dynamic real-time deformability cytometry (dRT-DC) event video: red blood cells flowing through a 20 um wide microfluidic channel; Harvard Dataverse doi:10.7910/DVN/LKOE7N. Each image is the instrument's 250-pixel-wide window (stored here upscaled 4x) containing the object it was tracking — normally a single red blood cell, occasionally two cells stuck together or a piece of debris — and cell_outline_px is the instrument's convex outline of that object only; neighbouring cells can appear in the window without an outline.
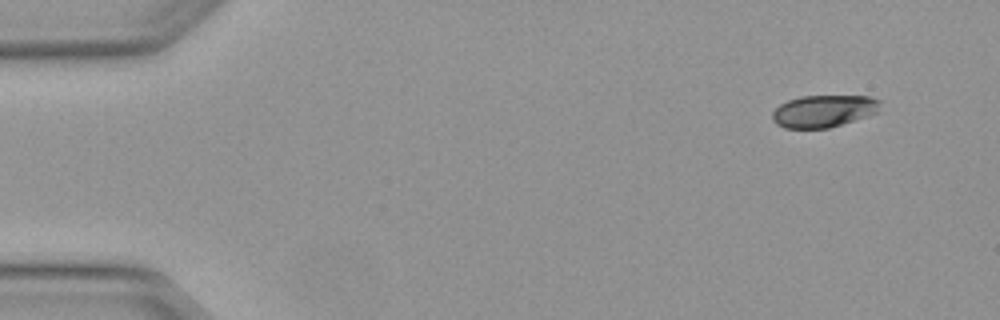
{"species": "Egyptian fruit bat (a non-hibernating species)", "species_latin": "Rousettus aegyptiacus", "temperature_condition": "warm", "stored_images_in_passage": 4, "camera_frame_rate_fps": 3000, "um_per_image_px": 0.085, "animal": {"sex": "female"}, "frame": {"image": 1, "passage_image": 1, "time_ms": 0.0, "image_size_px": [1000, 320], "cell_outline_px": [[880, 112], [868, 116], [828, 128], [784, 128], [776, 124], [772, 120], [772, 112], [780, 104], [788, 100], [800, 96], [868, 96], [880, 100]], "centroid_in_image_um": [70.01, 9.44], "position_along_channel_um": 15.0, "area_um2": 20.35}}
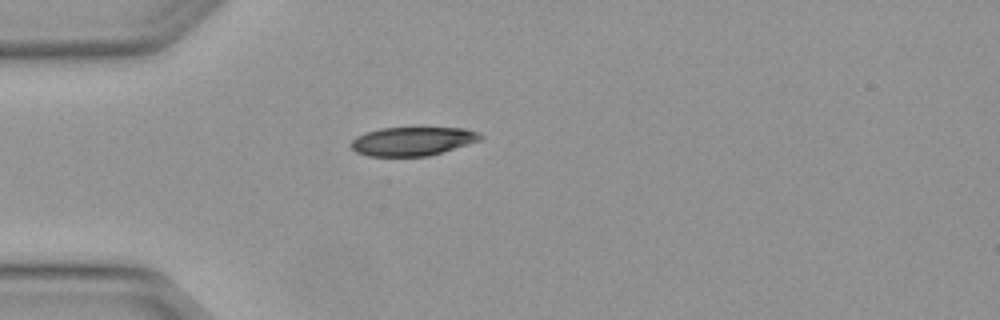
{"frame": {"image": 2, "passage_image": 3, "time_ms": 0.667, "image_size_px": [1000, 320], "cell_outline_px": [[484, 136], [480, 140], [468, 144], [428, 156], [368, 156], [356, 152], [348, 144], [356, 136], [364, 132], [380, 128], [464, 128], [480, 132]], "centroid_in_image_um": [35.04, 12.0], "position_along_channel_um": 50.0, "area_um2": 21.73}}